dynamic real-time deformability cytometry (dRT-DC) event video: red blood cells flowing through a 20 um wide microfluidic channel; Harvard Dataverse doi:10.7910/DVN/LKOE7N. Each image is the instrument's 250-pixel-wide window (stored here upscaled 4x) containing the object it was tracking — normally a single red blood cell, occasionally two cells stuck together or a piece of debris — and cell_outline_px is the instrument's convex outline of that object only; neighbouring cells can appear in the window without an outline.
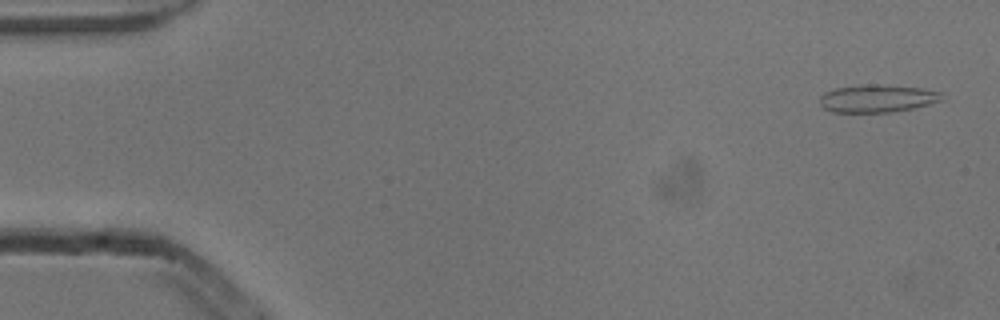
{"species": "common noctule bat (a hibernating species)", "species_latin": "Nyctalus noctula", "temperature_condition": "cold", "stored_images_in_passage": 5, "camera_frame_rate_fps": 3000, "um_per_image_px": 0.085, "animal": {"sex": "male", "body_mass_g": 13.3}, "frame": {"image": 1, "passage_image": 1, "time_ms": 0.0, "image_size_px": [1000, 320], "cell_outline_px": [[944, 100], [912, 108], [892, 112], [832, 112], [824, 108], [820, 104], [820, 96], [824, 92], [836, 88], [920, 88], [940, 92]], "centroid_in_image_um": [74.55, 8.44], "position_along_channel_um": 10.4, "area_um2": 18.21}}
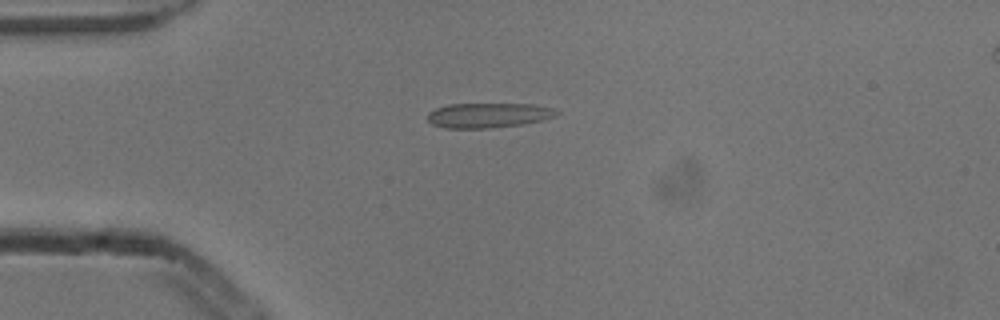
{"frame": {"image": 2, "passage_image": 4, "time_ms": 1.0, "image_size_px": [1000, 320], "cell_outline_px": [[560, 112], [556, 116], [544, 120], [524, 124], [488, 128], [444, 128], [432, 124], [428, 120], [428, 112], [436, 108], [448, 104], [536, 104], [552, 108]], "centroid_in_image_um": [41.53, 9.8], "position_along_channel_um": 43.5, "area_um2": 18.79}}